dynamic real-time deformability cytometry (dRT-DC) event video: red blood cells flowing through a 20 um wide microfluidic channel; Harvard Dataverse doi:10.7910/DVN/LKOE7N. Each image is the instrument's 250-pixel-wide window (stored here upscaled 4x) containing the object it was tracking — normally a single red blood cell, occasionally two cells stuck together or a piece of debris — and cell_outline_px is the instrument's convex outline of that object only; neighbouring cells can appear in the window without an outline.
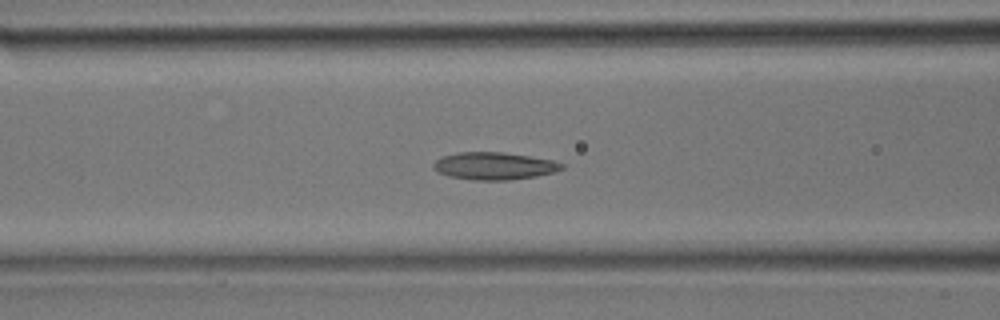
{"species": "common noctule bat (a hibernating species)", "species_latin": "Nyctalus noctula", "temperature_condition": "room temperature", "stored_images_in_passage": 23, "camera_frame_rate_fps": 3000, "um_per_image_px": 0.085, "animal": {"sex": "male", "body_mass_g": 17.9}, "frame": {"image": 1, "passage_image": 4, "time_ms": 1.0, "image_size_px": [1000, 320], "cell_outline_px": [[564, 168], [556, 172], [536, 176], [508, 180], [472, 180], [448, 176], [436, 172], [432, 168], [432, 164], [440, 156], [456, 152], [504, 152], [552, 160], [564, 164]], "centroid_in_image_um": [41.96, 14.1], "position_along_channel_um": 124.6, "area_um2": 20.75}}
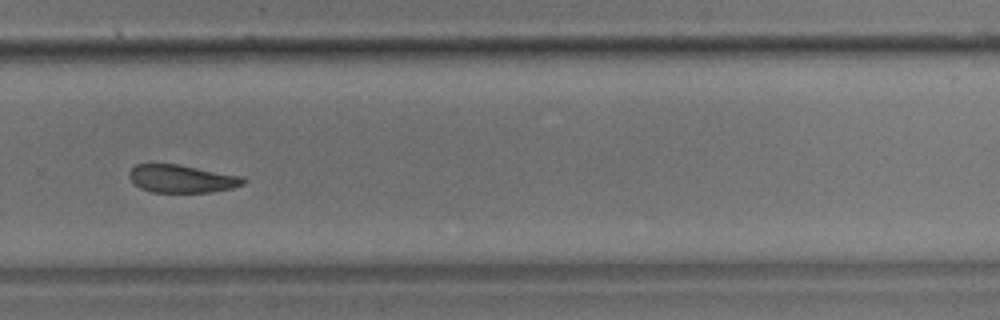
{"frame": {"image": 2, "passage_image": 13, "time_ms": 4.0, "image_size_px": [1000, 320], "cell_outline_px": [[248, 180], [244, 184], [232, 188], [212, 192], [152, 192], [140, 188], [128, 176], [128, 172], [136, 164], [176, 164], [244, 176]], "centroid_in_image_um": [15.49, 15.19], "position_along_channel_um": 314.3, "area_um2": 18.55}}
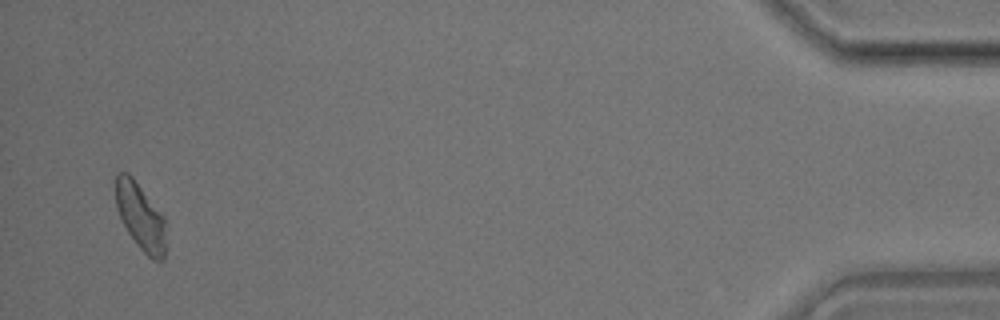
{"frame": {"image": 3, "passage_image": 22, "time_ms": 7.0, "image_size_px": [1000, 320], "cell_outline_px": [[164, 260], [152, 260], [136, 244], [128, 232], [116, 208], [116, 172], [128, 172], [132, 176], [164, 216]], "centroid_in_image_um": [11.92, 18.39], "position_along_channel_um": 423.3, "area_um2": 19.25}}